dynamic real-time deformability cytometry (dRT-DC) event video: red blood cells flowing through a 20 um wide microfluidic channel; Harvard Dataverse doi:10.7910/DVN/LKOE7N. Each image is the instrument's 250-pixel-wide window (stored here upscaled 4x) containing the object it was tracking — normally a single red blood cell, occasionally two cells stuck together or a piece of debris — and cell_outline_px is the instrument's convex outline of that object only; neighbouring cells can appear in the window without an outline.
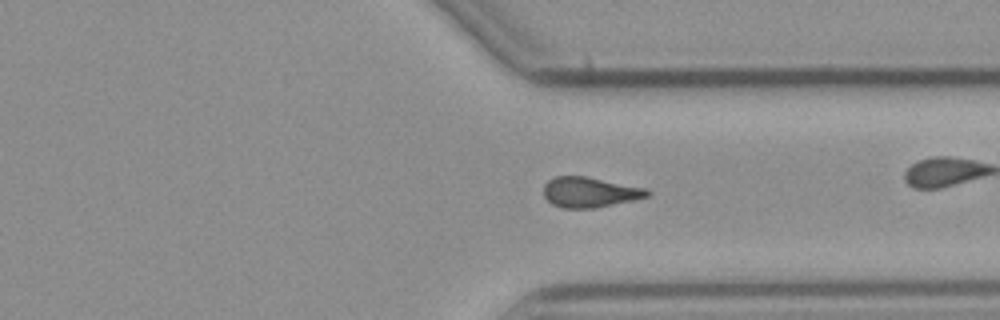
{"species": "common noctule bat (a hibernating species)", "species_latin": "Nyctalus noctula", "temperature_condition": "cold", "stored_images_in_passage": 50, "camera_frame_rate_fps": 3000, "um_per_image_px": 0.085, "animal": {"sex": "male", "body_mass_g": 23.1, "forearm_length_mm": 52.7}, "frame": {"image": 1, "passage_image": 36, "time_ms": 11.667, "image_size_px": [1000, 320], "cell_outline_px": [[652, 192], [648, 196], [632, 200], [596, 208], [564, 208], [552, 204], [544, 196], [544, 184], [548, 180], [556, 176], [584, 176], [648, 188]], "centroid_in_image_um": [50.14, 16.33], "position_along_channel_um": 361.3, "area_um2": 18.26}, "authors_computed_cell_mechanics": {"area_um2": 18.1492, "velocity_mm_per_s": 3.8019, "shape_relaxation_time_tau1_ms": null, "shape_relaxation_time_tau2_ms": 4.3966, "deformation_change_tau1": null, "deformation_change_tau2": 0.1239}}